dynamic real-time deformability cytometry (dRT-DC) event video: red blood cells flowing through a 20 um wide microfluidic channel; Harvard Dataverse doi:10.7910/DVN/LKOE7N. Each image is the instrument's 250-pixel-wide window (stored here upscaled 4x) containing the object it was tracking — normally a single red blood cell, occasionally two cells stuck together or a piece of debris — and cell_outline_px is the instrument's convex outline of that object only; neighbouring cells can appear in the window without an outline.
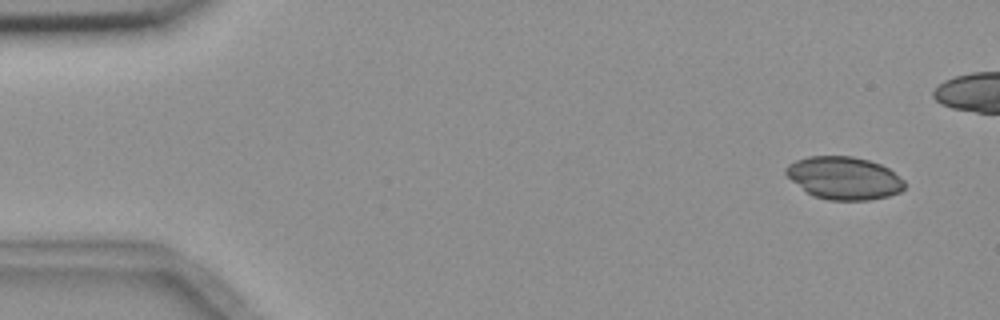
{"species": "common noctule bat (a hibernating species)", "species_latin": "Nyctalus noctula", "temperature_condition": "room temperature", "stored_images_in_passage": 6, "camera_frame_rate_fps": 3000, "um_per_image_px": 0.085, "animal": {"sex": "female", "body_mass_g": 18.4}, "frame": {"image": 1, "passage_image": 1, "time_ms": 0.0, "image_size_px": [1000, 320], "cell_outline_px": [[904, 188], [900, 192], [888, 196], [868, 200], [828, 200], [812, 196], [792, 180], [784, 172], [784, 168], [788, 164], [796, 160], [808, 156], [852, 156], [868, 160], [880, 164], [888, 168], [904, 180]], "centroid_in_image_um": [71.73, 15.13], "position_along_channel_um": 13.3, "area_um2": 29.48}}